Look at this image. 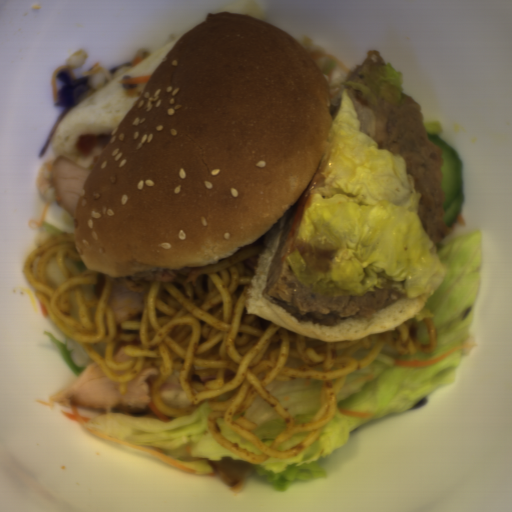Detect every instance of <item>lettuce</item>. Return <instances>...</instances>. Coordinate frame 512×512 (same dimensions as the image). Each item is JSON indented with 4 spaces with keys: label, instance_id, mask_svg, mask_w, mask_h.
<instances>
[{
    "label": "lettuce",
    "instance_id": "obj_1",
    "mask_svg": "<svg viewBox=\"0 0 512 512\" xmlns=\"http://www.w3.org/2000/svg\"><path fill=\"white\" fill-rule=\"evenodd\" d=\"M349 90H342L318 164L324 185L307 189L309 205L294 236L312 252H332V259L326 271L308 266L295 246L285 260L314 295L364 297L375 288L399 299L433 293L444 267L418 215L423 194L401 154L378 149L361 131Z\"/></svg>",
    "mask_w": 512,
    "mask_h": 512
},
{
    "label": "lettuce",
    "instance_id": "obj_2",
    "mask_svg": "<svg viewBox=\"0 0 512 512\" xmlns=\"http://www.w3.org/2000/svg\"><path fill=\"white\" fill-rule=\"evenodd\" d=\"M359 75V80L348 79L342 83V87L360 90L362 99L377 107L382 103L400 107L406 101L404 72L397 70L390 60L385 65H365Z\"/></svg>",
    "mask_w": 512,
    "mask_h": 512
}]
</instances>
